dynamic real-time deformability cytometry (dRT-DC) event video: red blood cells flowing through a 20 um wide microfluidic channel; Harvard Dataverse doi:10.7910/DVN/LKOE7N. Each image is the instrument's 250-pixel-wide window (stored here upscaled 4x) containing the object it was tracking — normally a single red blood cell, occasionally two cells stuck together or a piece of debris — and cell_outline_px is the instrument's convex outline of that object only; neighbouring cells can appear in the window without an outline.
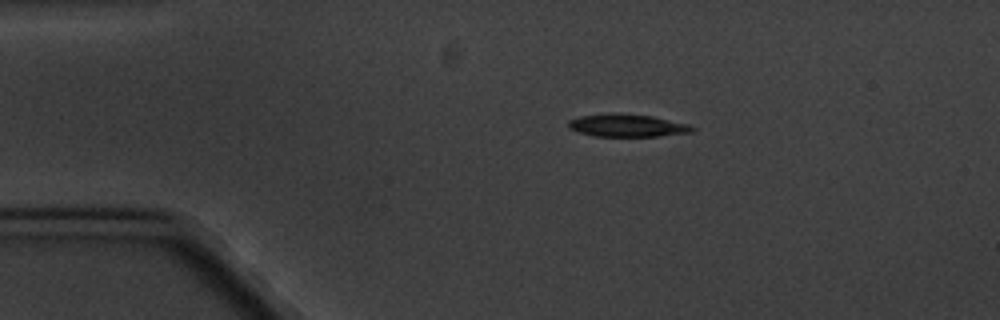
{"species": "common noctule bat (a hibernating species)", "species_latin": "Nyctalus noctula", "temperature_condition": "cold", "stored_images_in_passage": 7, "camera_frame_rate_fps": 3000, "um_per_image_px": 0.085, "animal": {"sex": "male", "body_mass_g": 20.1, "forearm_length_mm": 53.5}, "frame": {"image": 1, "passage_image": 3, "time_ms": 2.333, "image_size_px": [1000, 320], "cell_outline_px": [[696, 128], [692, 132], [660, 136], [596, 136], [576, 132], [568, 128], [568, 120], [580, 116], [608, 112], [616, 112], [652, 116], [688, 124]], "centroid_in_image_um": [53.27, 10.65], "position_along_channel_um": 31.7, "area_um2": 16.59}}
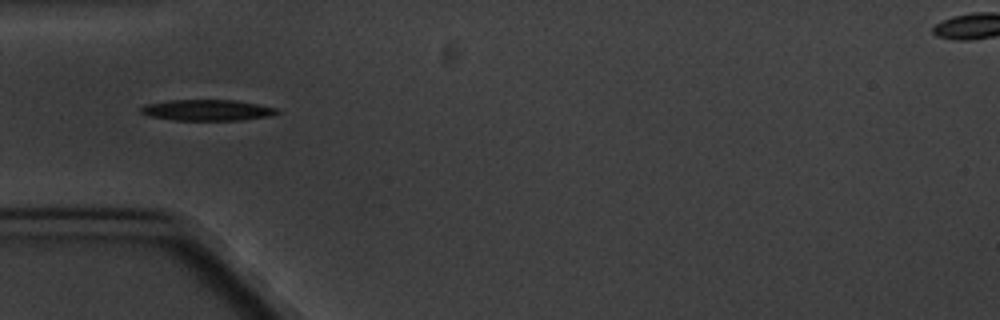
{"frame": {"image": 2, "passage_image": 5, "time_ms": 4.667, "image_size_px": [1000, 320], "cell_outline_px": [[280, 112], [272, 116], [244, 120], [172, 120], [148, 116], [140, 112], [140, 108], [144, 104], [168, 100], [236, 100], [276, 108]], "centroid_in_image_um": [17.59, 9.36], "position_along_channel_um": 67.4, "area_um2": 16.82}}